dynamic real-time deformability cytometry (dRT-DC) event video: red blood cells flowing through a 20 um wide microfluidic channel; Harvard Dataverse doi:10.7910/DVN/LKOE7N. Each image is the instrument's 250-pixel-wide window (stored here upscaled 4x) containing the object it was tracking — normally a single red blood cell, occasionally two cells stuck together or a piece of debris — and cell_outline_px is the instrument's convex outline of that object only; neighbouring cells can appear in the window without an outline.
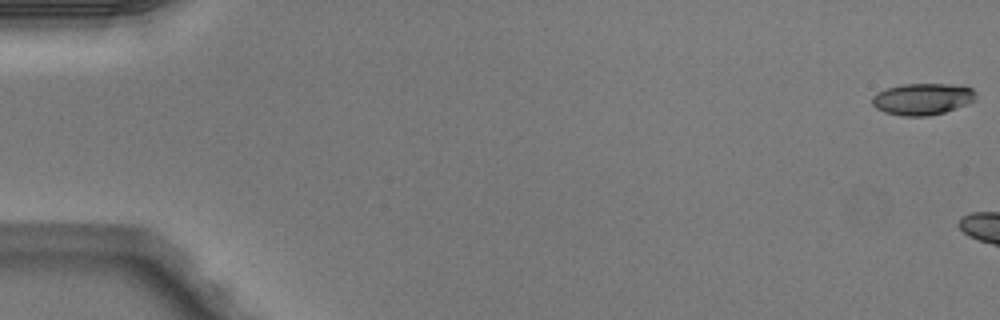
{"species": "Egyptian fruit bat (a non-hibernating species)", "species_latin": "Rousettus aegyptiacus", "temperature_condition": "warm", "stored_images_in_passage": 9, "camera_frame_rate_fps": 3000, "um_per_image_px": 0.085, "animal": {"sex": "male"}, "frame": {"image": 1, "passage_image": 1, "time_ms": 0.0, "image_size_px": [1000, 320], "cell_outline_px": [[976, 100], [968, 104], [944, 112], [928, 116], [900, 116], [884, 112], [876, 108], [872, 104], [872, 96], [876, 92], [888, 88], [904, 84], [964, 84], [972, 88], [976, 92]], "centroid_in_image_um": [78.44, 8.41], "position_along_channel_um": 6.6, "area_um2": 19.42}}